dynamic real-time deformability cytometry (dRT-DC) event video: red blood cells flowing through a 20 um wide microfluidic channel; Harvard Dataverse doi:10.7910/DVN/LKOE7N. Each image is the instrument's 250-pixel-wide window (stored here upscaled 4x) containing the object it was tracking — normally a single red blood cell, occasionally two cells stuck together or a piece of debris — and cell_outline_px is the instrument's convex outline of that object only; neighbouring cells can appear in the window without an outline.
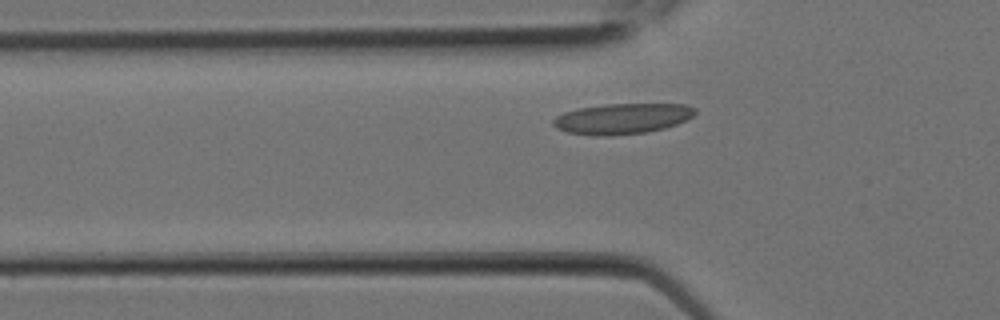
{"species": "Egyptian fruit bat (a non-hibernating species)", "species_latin": "Rousettus aegyptiacus", "temperature_condition": "room temperature", "stored_images_in_passage": 3, "camera_frame_rate_fps": 3000, "um_per_image_px": 0.085, "animal": {"sex": "female"}, "frame": {"image": 1, "passage_image": 2, "time_ms": 0.333, "image_size_px": [1000, 320], "cell_outline_px": [[696, 112], [692, 116], [676, 124], [664, 128], [644, 132], [612, 136], [592, 136], [568, 132], [556, 128], [552, 124], [552, 120], [556, 116], [564, 112], [576, 108], [604, 104], [684, 104], [696, 108]], "centroid_in_image_um": [52.84, 10.08], "position_along_channel_um": 73.0, "area_um2": 25.37}}